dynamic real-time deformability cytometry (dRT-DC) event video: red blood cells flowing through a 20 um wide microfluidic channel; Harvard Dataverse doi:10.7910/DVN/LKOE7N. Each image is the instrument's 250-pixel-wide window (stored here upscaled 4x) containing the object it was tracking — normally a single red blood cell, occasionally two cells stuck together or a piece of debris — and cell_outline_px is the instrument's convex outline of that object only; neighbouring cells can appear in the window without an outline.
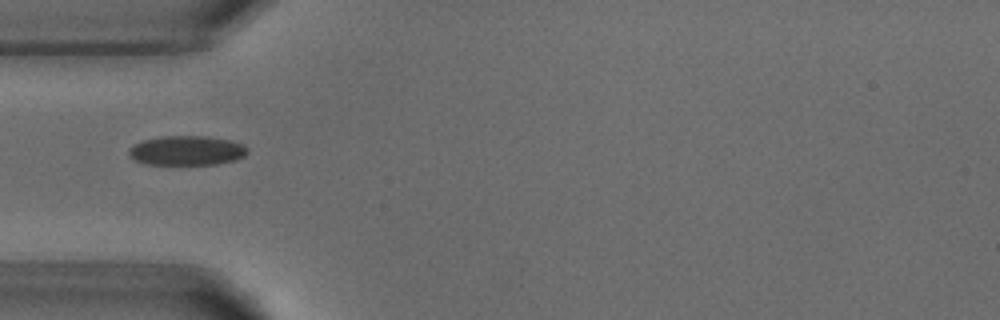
{"species": "common noctule bat (a hibernating species)", "species_latin": "Nyctalus noctula", "temperature_condition": "warm", "stored_images_in_passage": 35, "camera_frame_rate_fps": 3000, "um_per_image_px": 0.085, "animal": {"sex": "male", "body_mass_g": 18.8}, "frame": {"image": 1, "passage_image": 1, "time_ms": 0.0, "image_size_px": [1000, 320], "cell_outline_px": [[248, 152], [244, 156], [236, 160], [216, 164], [144, 164], [136, 160], [128, 152], [128, 148], [144, 140], [160, 136], [208, 136], [228, 140], [244, 144], [248, 148]], "centroid_in_image_um": [15.91, 12.79], "position_along_channel_um": 69.1, "area_um2": 20.35}}
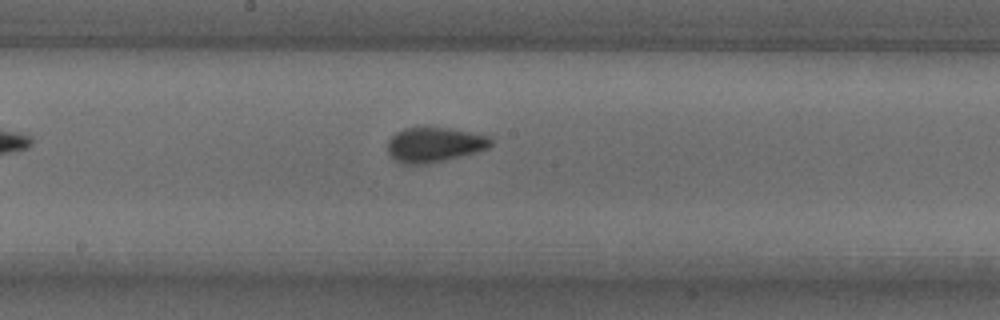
{"frame": {"image": 2, "passage_image": 12, "time_ms": 3.667, "image_size_px": [1000, 320], "cell_outline_px": [[492, 144], [488, 148], [460, 156], [428, 164], [400, 164], [392, 160], [388, 156], [388, 140], [396, 132], [404, 128], [452, 128], [488, 136], [492, 140]], "centroid_in_image_um": [36.87, 12.31], "position_along_channel_um": 211.3, "area_um2": 20.98}}
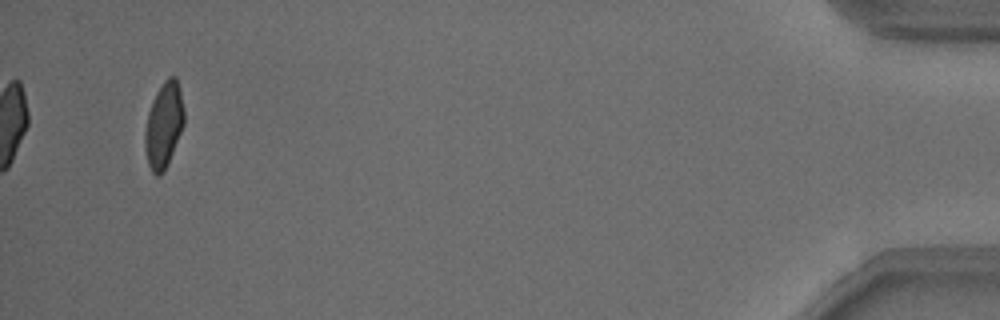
{"frame": {"image": 3, "passage_image": 35, "time_ms": 11.333, "image_size_px": [1000, 320], "cell_outline_px": [[184, 124], [168, 164], [164, 172], [156, 176], [152, 172], [148, 164], [144, 144], [144, 132], [148, 112], [152, 100], [156, 92], [164, 80], [168, 76], [176, 76], [184, 108]], "centroid_in_image_um": [13.91, 10.63], "position_along_channel_um": 421.3, "area_um2": 19.59}}